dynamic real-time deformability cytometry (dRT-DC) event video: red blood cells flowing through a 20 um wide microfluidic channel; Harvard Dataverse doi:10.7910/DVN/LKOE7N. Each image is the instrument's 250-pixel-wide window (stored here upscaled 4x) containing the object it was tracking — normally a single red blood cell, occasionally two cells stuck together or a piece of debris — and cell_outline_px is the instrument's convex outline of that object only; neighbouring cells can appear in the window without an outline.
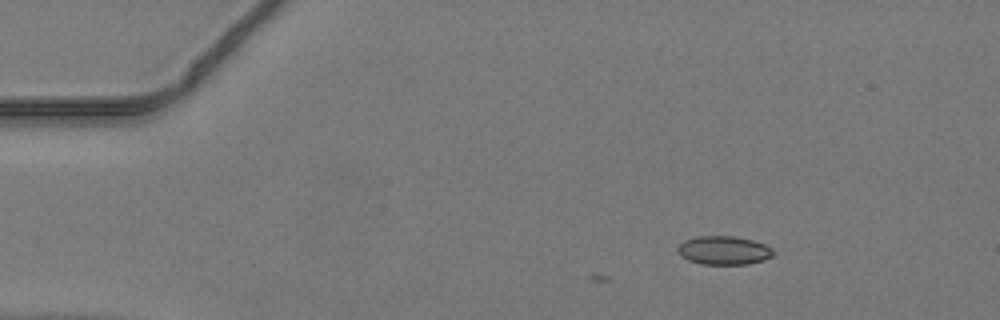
{"species": "common noctule bat (a hibernating species)", "species_latin": "Nyctalus noctula", "temperature_condition": "warm", "stored_images_in_passage": 3, "camera_frame_rate_fps": 3000, "um_per_image_px": 0.085, "animal": {"sex": "male", "body_mass_g": 19.2, "forearm_length_mm": 51.8}, "frame": {"image": 1, "passage_image": 1, "time_ms": 0.0, "image_size_px": [1000, 320], "cell_outline_px": [[776, 252], [772, 256], [764, 260], [748, 264], [700, 264], [688, 260], [680, 256], [676, 252], [676, 248], [684, 240], [696, 236], [736, 236], [752, 240], [764, 244], [772, 248]], "centroid_in_image_um": [61.5, 21.28], "position_along_channel_um": 23.5, "area_um2": 16.18}}